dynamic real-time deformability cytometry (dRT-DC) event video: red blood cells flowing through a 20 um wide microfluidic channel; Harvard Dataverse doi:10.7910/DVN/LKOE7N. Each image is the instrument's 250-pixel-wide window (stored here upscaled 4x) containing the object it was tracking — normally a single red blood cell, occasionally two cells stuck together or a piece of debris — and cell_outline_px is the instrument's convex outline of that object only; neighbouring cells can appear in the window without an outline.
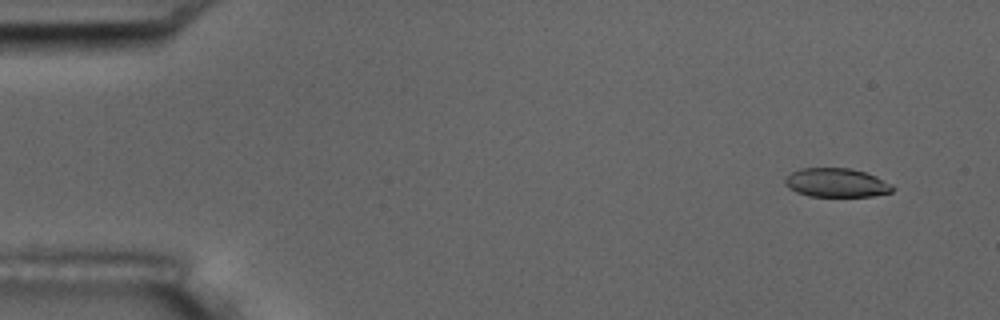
{"species": "common noctule bat (a hibernating species)", "species_latin": "Nyctalus noctula", "temperature_condition": "room temperature", "stored_images_in_passage": 6, "camera_frame_rate_fps": 3000, "um_per_image_px": 0.085, "animal": {"sex": "male", "body_mass_g": 17.5, "forearm_length_mm": 52.3}, "frame": {"image": 1, "passage_image": 1, "time_ms": 0.0, "image_size_px": [1000, 320], "cell_outline_px": [[896, 188], [892, 192], [872, 196], [808, 196], [796, 192], [788, 188], [784, 184], [784, 176], [800, 168], [848, 168], [864, 172], [876, 176], [892, 184]], "centroid_in_image_um": [71.07, 15.53], "position_along_channel_um": 13.9, "area_um2": 18.26}}